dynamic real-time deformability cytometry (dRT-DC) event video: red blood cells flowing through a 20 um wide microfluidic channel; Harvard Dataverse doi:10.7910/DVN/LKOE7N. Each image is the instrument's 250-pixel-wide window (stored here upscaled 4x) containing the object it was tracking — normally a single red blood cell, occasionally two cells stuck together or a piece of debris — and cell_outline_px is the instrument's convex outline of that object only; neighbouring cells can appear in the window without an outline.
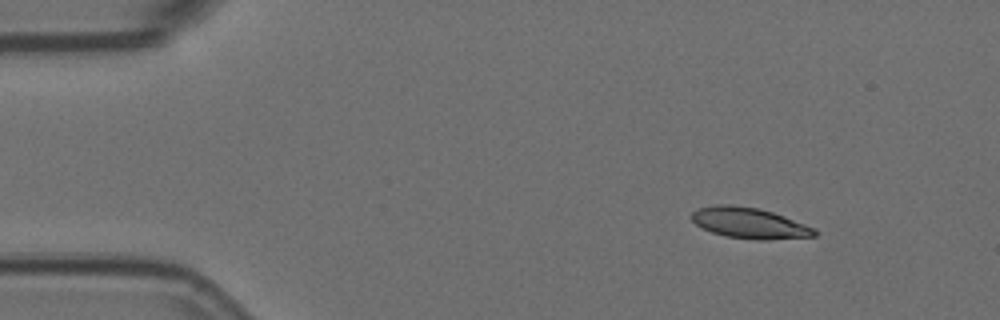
{"species": "Egyptian fruit bat (a non-hibernating species)", "species_latin": "Rousettus aegyptiacus", "temperature_condition": "room temperature", "stored_images_in_passage": 7, "camera_frame_rate_fps": 3000, "um_per_image_px": 0.085, "animal": {"sex": "female"}, "frame": {"image": 1, "passage_image": 1, "time_ms": 0.0, "image_size_px": [1000, 320], "cell_outline_px": [[816, 236], [768, 240], [756, 240], [724, 236], [712, 232], [696, 224], [692, 220], [692, 212], [696, 208], [716, 204], [732, 204], [756, 208], [772, 212], [784, 216], [816, 228]], "centroid_in_image_um": [63.7, 18.96], "position_along_channel_um": 21.3, "area_um2": 22.14}}
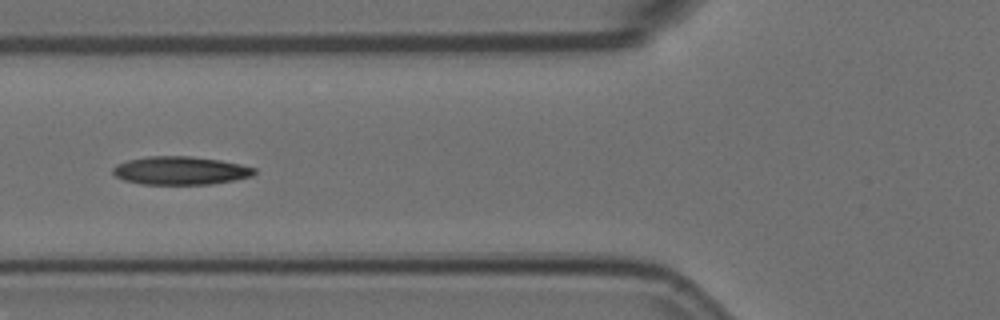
{"frame": {"image": 2, "passage_image": 5, "time_ms": 1.333, "image_size_px": [1000, 320], "cell_outline_px": [[256, 172], [252, 176], [212, 184], [140, 184], [124, 180], [116, 176], [112, 172], [112, 168], [116, 164], [128, 160], [148, 156], [188, 156], [220, 160], [240, 164], [256, 168]], "centroid_in_image_um": [15.32, 14.5], "position_along_channel_um": 110.5, "area_um2": 23.24}}
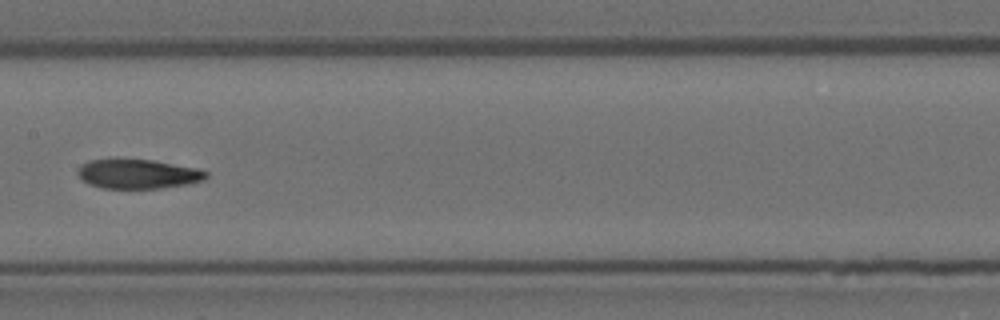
{"frame": {"image": 3, "passage_image": 7, "time_ms": 2.0, "image_size_px": [1000, 320], "cell_outline_px": [[208, 176], [204, 180], [188, 184], [160, 188], [100, 188], [88, 184], [76, 172], [80, 164], [88, 160], [152, 160], [196, 168], [208, 172]], "centroid_in_image_um": [11.72, 14.79], "position_along_channel_um": 195.7, "area_um2": 21.79}}